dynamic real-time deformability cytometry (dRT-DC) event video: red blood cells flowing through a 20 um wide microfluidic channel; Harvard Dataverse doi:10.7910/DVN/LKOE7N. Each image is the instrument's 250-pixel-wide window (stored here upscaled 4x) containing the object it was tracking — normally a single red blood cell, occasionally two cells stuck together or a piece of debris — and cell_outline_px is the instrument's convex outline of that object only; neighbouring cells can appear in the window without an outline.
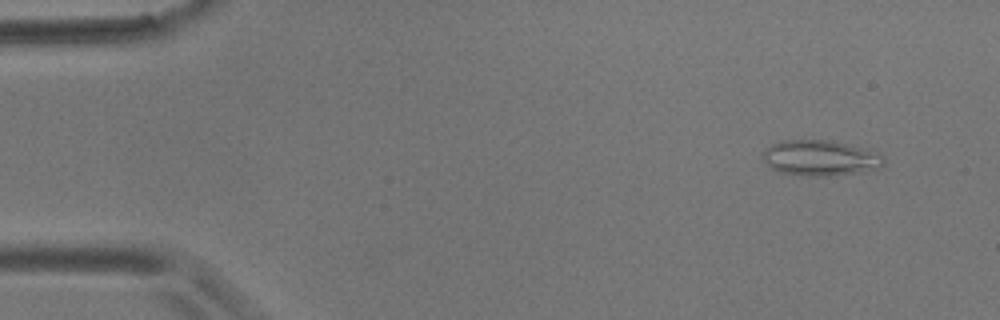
{"species": "common noctule bat (a hibernating species)", "species_latin": "Nyctalus noctula", "temperature_condition": "room temperature", "stored_images_in_passage": 13, "camera_frame_rate_fps": 3000, "um_per_image_px": 0.085, "animal": {"sex": "male", "body_mass_g": 17.9}, "frame": {"image": 1, "passage_image": 2, "time_ms": 1.0, "image_size_px": [1000, 320], "cell_outline_px": [[884, 164], [876, 168], [860, 172], [828, 176], [800, 176], [780, 172], [768, 168], [760, 156], [764, 148], [772, 144], [784, 140], [832, 140], [860, 148], [884, 156]], "centroid_in_image_um": [69.61, 13.44], "position_along_channel_um": 15.4, "area_um2": 25.14}}
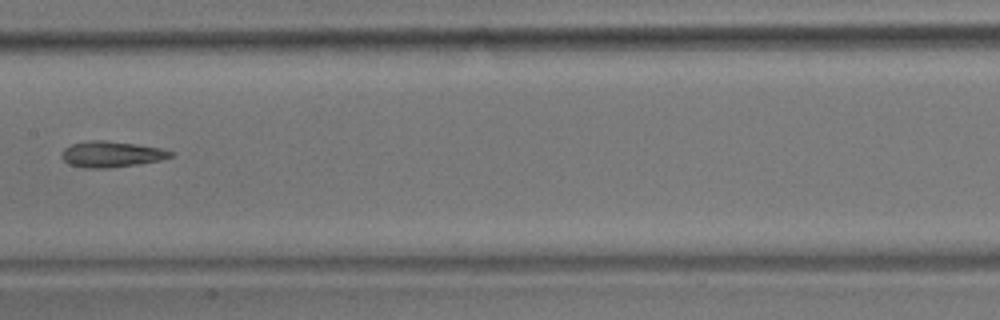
{"frame": {"image": 2, "passage_image": 8, "time_ms": 9.0, "image_size_px": [1000, 320], "cell_outline_px": [[176, 156], [160, 160], [140, 164], [108, 168], [80, 168], [68, 164], [60, 156], [60, 152], [64, 148], [72, 144], [92, 140], [104, 140], [136, 144], [160, 148], [176, 152]], "centroid_in_image_um": [9.48, 13.12], "position_along_channel_um": 197.9, "area_um2": 16.76}}
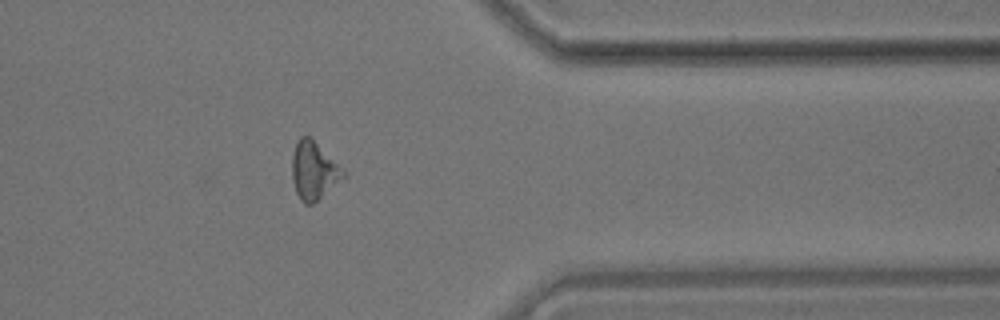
{"frame": {"image": 3, "passage_image": 13, "time_ms": 14.667, "image_size_px": [1000, 320], "cell_outline_px": [[344, 176], [312, 204], [304, 204], [300, 200], [296, 192], [292, 180], [292, 156], [296, 144], [300, 136], [308, 136], [344, 168]], "centroid_in_image_um": [26.64, 14.5], "position_along_channel_um": 384.8, "area_um2": 16.82}, "authors_computed_cell_mechanics": {"area_um2": 16.9932, "velocity_mm_per_s": 3.5346, "shape_relaxation_time_tau1_ms": null, "shape_relaxation_time_tau2_ms": 5.0898, "deformation_change_tau1": null, "deformation_change_tau2": 0.1274}}